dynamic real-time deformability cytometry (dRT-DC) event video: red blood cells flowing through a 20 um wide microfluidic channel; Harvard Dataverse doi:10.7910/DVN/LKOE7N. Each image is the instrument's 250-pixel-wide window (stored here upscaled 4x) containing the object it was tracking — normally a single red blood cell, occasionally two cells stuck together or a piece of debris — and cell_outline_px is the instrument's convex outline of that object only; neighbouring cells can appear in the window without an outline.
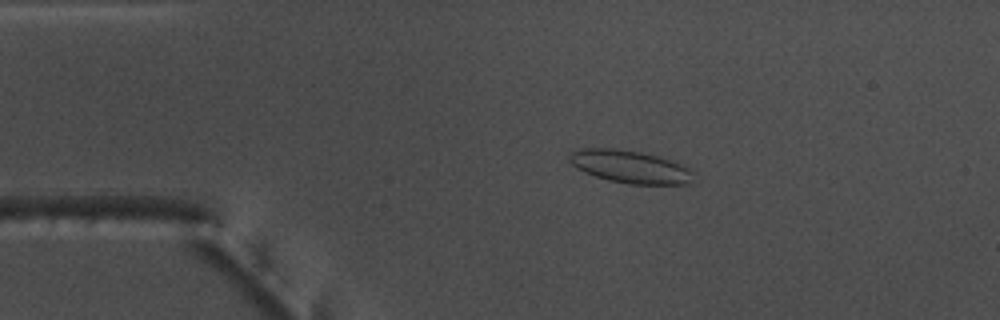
{"species": "common noctule bat (a hibernating species)", "species_latin": "Nyctalus noctula", "temperature_condition": "warm", "stored_images_in_passage": 54, "camera_frame_rate_fps": 3000, "um_per_image_px": 0.085, "animal": {"sex": "male", "body_mass_g": 17.5, "forearm_length_mm": 52.3}, "frame": {"image": 1, "passage_image": 11, "time_ms": 3.333, "image_size_px": [1000, 320], "cell_outline_px": [[692, 184], [628, 184], [608, 180], [584, 172], [572, 164], [568, 160], [568, 156], [572, 152], [580, 148], [612, 148], [640, 152], [656, 156], [680, 164], [688, 168], [692, 172]], "centroid_in_image_um": [53.52, 14.18], "position_along_channel_um": 31.5, "area_um2": 23.41}}
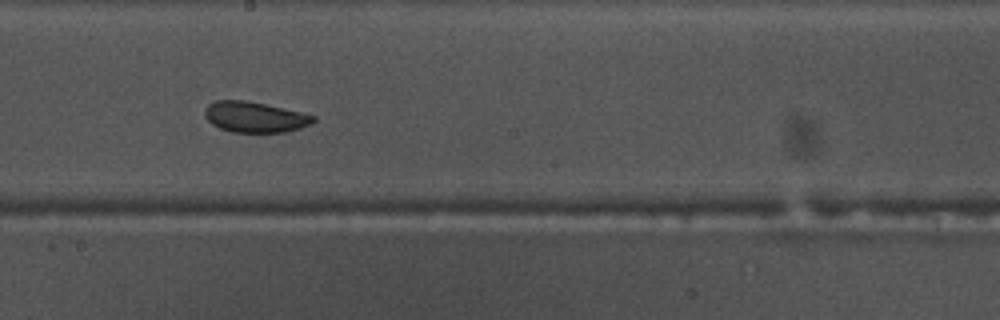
{"frame": {"image": 2, "passage_image": 30, "time_ms": 9.667, "image_size_px": [1000, 320], "cell_outline_px": [[316, 120], [300, 128], [288, 132], [232, 132], [220, 128], [212, 124], [204, 116], [204, 108], [208, 104], [216, 100], [248, 100], [300, 112], [316, 116]], "centroid_in_image_um": [21.63, 9.94], "position_along_channel_um": 226.6, "area_um2": 19.42}}
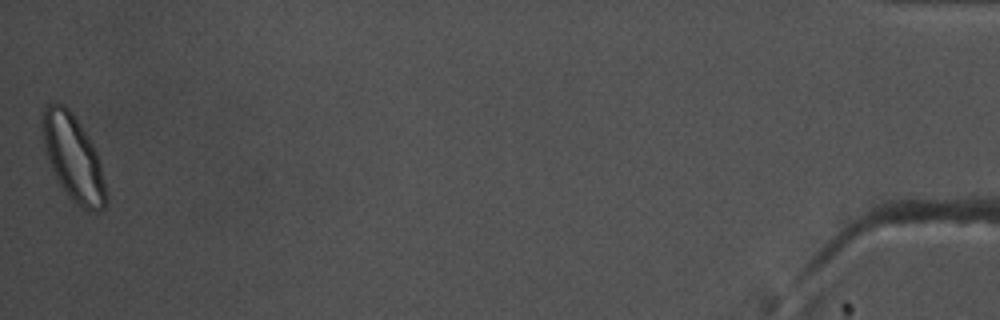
{"frame": {"image": 3, "passage_image": 54, "time_ms": 17.667, "image_size_px": [1000, 320], "cell_outline_px": [[108, 200], [104, 208], [100, 212], [88, 212], [76, 204], [68, 196], [60, 184], [52, 168], [44, 144], [44, 104], [64, 104], [72, 112], [88, 136], [100, 160], [108, 196]], "centroid_in_image_um": [6.3, 13.49], "position_along_channel_um": 428.9, "area_um2": 31.39}, "authors_computed_cell_mechanics": {"area_um2": 21.4149, "velocity_mm_per_s": 3.7861, "shape_relaxation_time_tau1_ms": 4.4492, "shape_relaxation_time_tau2_ms": 1.8619, "deformation_change_tau1": 0.0933, "deformation_change_tau2": 0.0505}}